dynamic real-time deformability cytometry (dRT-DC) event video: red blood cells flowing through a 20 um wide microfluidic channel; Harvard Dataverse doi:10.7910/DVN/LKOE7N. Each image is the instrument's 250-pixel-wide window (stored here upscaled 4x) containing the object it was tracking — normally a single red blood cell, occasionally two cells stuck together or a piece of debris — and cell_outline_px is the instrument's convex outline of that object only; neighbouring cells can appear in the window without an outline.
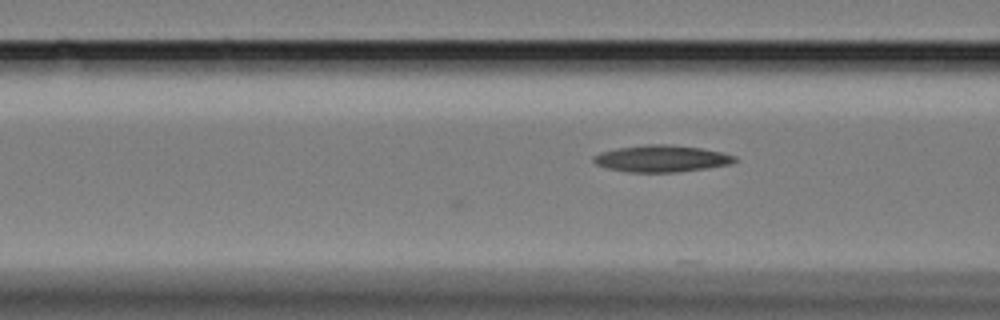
{"species": "Egyptian fruit bat (a non-hibernating species)", "species_latin": "Rousettus aegyptiacus", "temperature_condition": "cold", "stored_images_in_passage": 5, "camera_frame_rate_fps": 3000, "um_per_image_px": 0.085, "animal": {"sex": "female"}, "frame": {"image": 1, "passage_image": 5, "time_ms": 1.333, "image_size_px": [1000, 320], "cell_outline_px": [[740, 160], [732, 164], [708, 168], [676, 172], [628, 172], [608, 168], [596, 164], [592, 160], [592, 156], [600, 152], [616, 148], [648, 144], [672, 144], [700, 148], [724, 152], [736, 156]], "centroid_in_image_um": [56.27, 13.47], "position_along_channel_um": 110.3, "area_um2": 22.31}}